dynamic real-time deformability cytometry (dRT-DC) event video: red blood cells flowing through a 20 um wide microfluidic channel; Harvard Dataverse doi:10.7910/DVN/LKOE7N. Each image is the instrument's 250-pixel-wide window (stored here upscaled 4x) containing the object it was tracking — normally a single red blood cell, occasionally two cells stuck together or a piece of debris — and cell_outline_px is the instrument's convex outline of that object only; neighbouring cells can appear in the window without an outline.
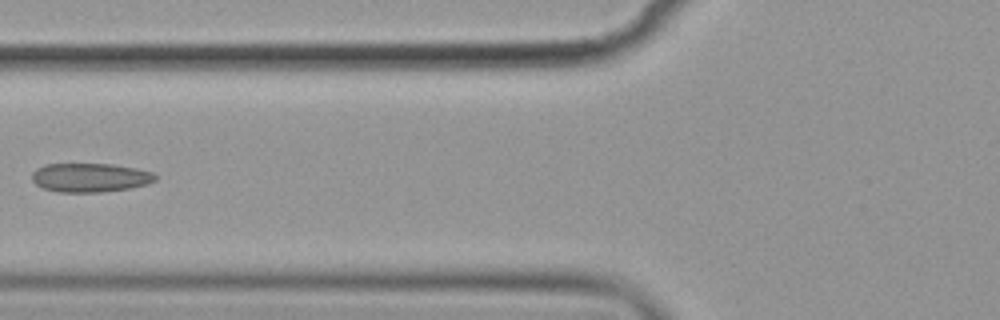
{"species": "common noctule bat (a hibernating species)", "species_latin": "Nyctalus noctula", "temperature_condition": "cold", "stored_images_in_passage": 3, "camera_frame_rate_fps": 3000, "um_per_image_px": 0.085, "animal": {"sex": "female", "body_mass_g": 19.9}, "frame": {"image": 1, "passage_image": 3, "time_ms": 2.333, "image_size_px": [1000, 320], "cell_outline_px": [[156, 180], [148, 184], [128, 188], [100, 192], [56, 192], [44, 188], [36, 184], [32, 180], [32, 172], [36, 168], [44, 164], [112, 164], [136, 168], [152, 172], [156, 176]], "centroid_in_image_um": [7.64, 15.09], "position_along_channel_um": 118.2, "area_um2": 20.81}}